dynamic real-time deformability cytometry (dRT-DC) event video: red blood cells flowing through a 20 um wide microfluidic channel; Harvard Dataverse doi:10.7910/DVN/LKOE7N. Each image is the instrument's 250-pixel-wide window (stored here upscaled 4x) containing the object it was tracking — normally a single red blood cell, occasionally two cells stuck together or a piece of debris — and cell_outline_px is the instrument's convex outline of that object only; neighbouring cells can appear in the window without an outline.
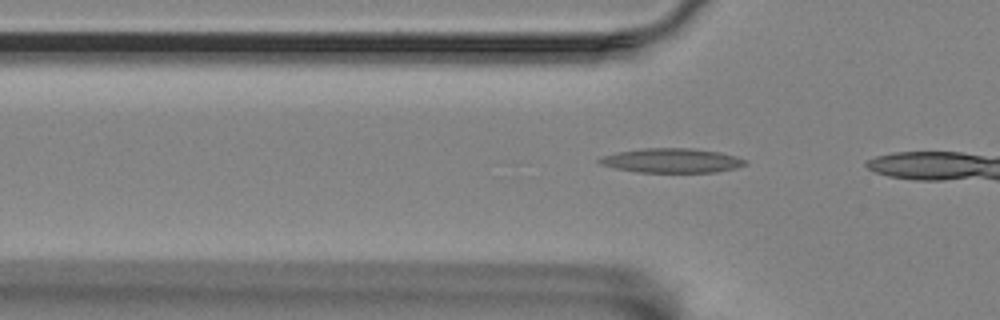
{"species": "Egyptian fruit bat (a non-hibernating species)", "species_latin": "Rousettus aegyptiacus", "temperature_condition": "room temperature", "stored_images_in_passage": 6, "camera_frame_rate_fps": 3000, "um_per_image_px": 0.085, "animal": {"sex": "female"}, "frame": {"image": 1, "passage_image": 3, "time_ms": 0.667, "image_size_px": [1000, 320], "cell_outline_px": [[748, 164], [736, 168], [716, 172], [636, 172], [616, 168], [600, 164], [596, 160], [604, 156], [620, 152], [644, 148], [692, 148], [720, 152], [736, 156], [748, 160]], "centroid_in_image_um": [57.16, 13.65], "position_along_channel_um": 68.6, "area_um2": 20.69}}